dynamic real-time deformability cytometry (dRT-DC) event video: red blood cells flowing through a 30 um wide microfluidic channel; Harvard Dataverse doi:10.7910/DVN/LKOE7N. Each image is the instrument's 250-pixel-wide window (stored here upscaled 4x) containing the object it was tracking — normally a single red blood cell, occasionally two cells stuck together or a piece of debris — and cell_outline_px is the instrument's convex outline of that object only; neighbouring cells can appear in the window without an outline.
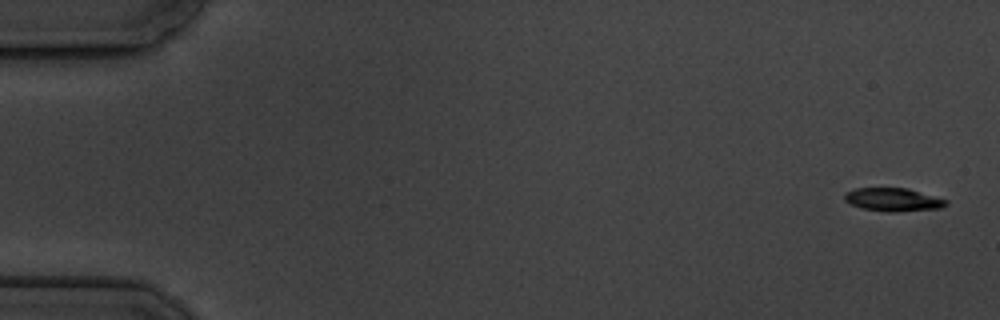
{"species": "common noctule bat (a hibernating species)", "species_latin": "Nyctalus noctula", "temperature_condition": "cold", "stored_images_in_passage": 15, "camera_frame_rate_fps": 3000, "um_per_image_px": 0.085, "animal": {"sex": "male", "body_mass_g": 19.5, "forearm_length_mm": 54.6}, "frame": {"image": 1, "passage_image": 1, "time_ms": 0.0, "image_size_px": [1000, 320], "cell_outline_px": [[948, 204], [940, 208], [896, 212], [888, 212], [864, 208], [852, 204], [844, 200], [844, 192], [856, 188], [908, 188], [948, 200]], "centroid_in_image_um": [75.93, 16.96], "position_along_channel_um": 9.1, "area_um2": 13.7}}
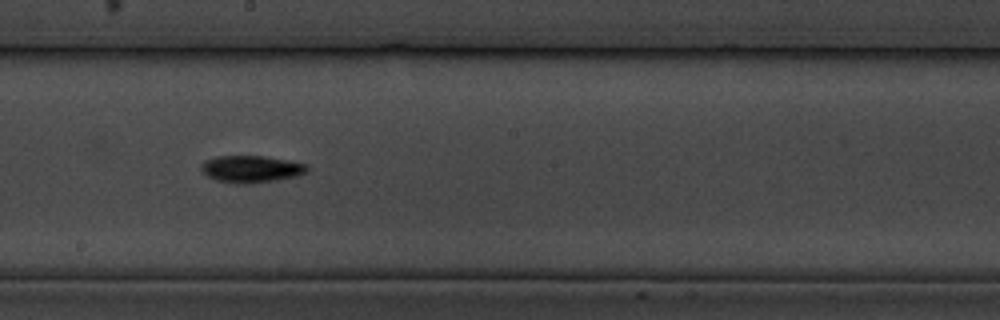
{"frame": {"image": 2, "passage_image": 9, "time_ms": 10.333, "image_size_px": [1000, 320], "cell_outline_px": [[308, 172], [296, 176], [248, 184], [236, 184], [216, 180], [208, 176], [200, 168], [200, 164], [204, 160], [216, 156], [264, 156], [288, 160], [308, 164]], "centroid_in_image_um": [21.33, 14.36], "position_along_channel_um": 226.9, "area_um2": 16.7}}
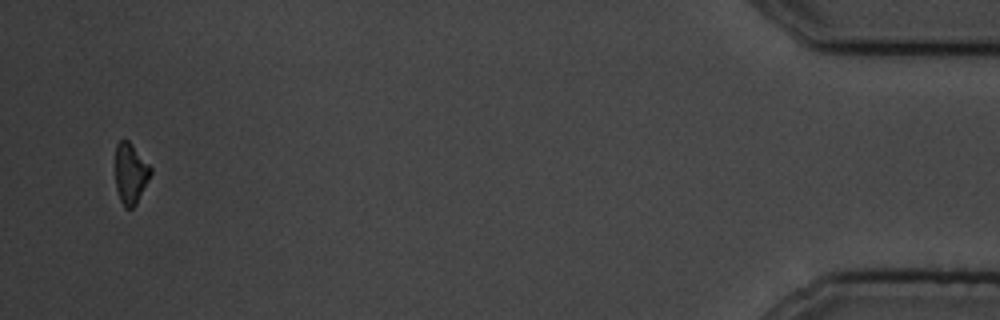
{"frame": {"image": 3, "passage_image": 15, "time_ms": 18.333, "image_size_px": [1000, 320], "cell_outline_px": [[152, 172], [136, 204], [132, 208], [124, 208], [120, 200], [116, 188], [116, 144], [120, 140], [128, 140], [132, 144], [152, 168]], "centroid_in_image_um": [11.09, 14.75], "position_along_channel_um": 424.1, "area_um2": 12.37}, "authors_computed_cell_mechanics": {"area_um2": 14.3344, "velocity_mm_per_s": 3.4627, "shape_relaxation_time_tau1_ms": 2.5719, "shape_relaxation_time_tau2_ms": 4.2969, "deformation_change_tau1": 0.1024, "deformation_change_tau2": 0.1137}}